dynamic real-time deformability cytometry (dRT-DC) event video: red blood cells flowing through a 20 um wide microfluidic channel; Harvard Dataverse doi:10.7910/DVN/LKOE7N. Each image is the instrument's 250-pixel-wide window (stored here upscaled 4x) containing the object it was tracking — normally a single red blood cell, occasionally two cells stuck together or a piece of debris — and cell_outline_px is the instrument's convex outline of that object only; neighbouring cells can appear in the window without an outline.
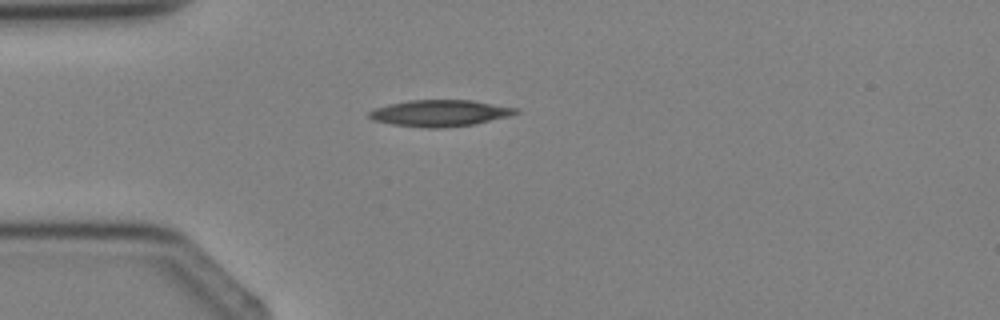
{"species": "Egyptian fruit bat (a non-hibernating species)", "species_latin": "Rousettus aegyptiacus", "temperature_condition": "cold", "stored_images_in_passage": 5, "camera_frame_rate_fps": 3000, "um_per_image_px": 0.085, "animal": {"sex": "female"}, "frame": {"image": 1, "passage_image": 5, "time_ms": 4.667, "image_size_px": [1000, 320], "cell_outline_px": [[520, 112], [508, 116], [472, 124], [440, 128], [428, 128], [392, 124], [372, 120], [368, 116], [368, 112], [376, 108], [388, 104], [408, 100], [472, 100], [516, 108]], "centroid_in_image_um": [37.34, 9.61], "position_along_channel_um": 47.7, "area_um2": 22.37}}